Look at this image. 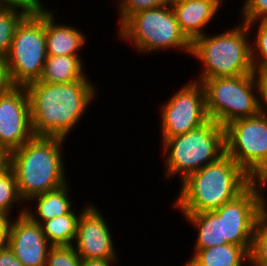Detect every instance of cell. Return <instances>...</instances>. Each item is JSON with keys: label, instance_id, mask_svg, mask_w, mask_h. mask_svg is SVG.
Returning <instances> with one entry per match:
<instances>
[{"label": "cell", "instance_id": "7c38bea8", "mask_svg": "<svg viewBox=\"0 0 267 266\" xmlns=\"http://www.w3.org/2000/svg\"><path fill=\"white\" fill-rule=\"evenodd\" d=\"M34 136L27 90L12 86L0 94V145L11 153Z\"/></svg>", "mask_w": 267, "mask_h": 266}, {"label": "cell", "instance_id": "836d02e7", "mask_svg": "<svg viewBox=\"0 0 267 266\" xmlns=\"http://www.w3.org/2000/svg\"><path fill=\"white\" fill-rule=\"evenodd\" d=\"M10 152H8L2 145H0V172L9 167Z\"/></svg>", "mask_w": 267, "mask_h": 266}, {"label": "cell", "instance_id": "d4e9b609", "mask_svg": "<svg viewBox=\"0 0 267 266\" xmlns=\"http://www.w3.org/2000/svg\"><path fill=\"white\" fill-rule=\"evenodd\" d=\"M255 23L258 26L256 38L251 43L254 72L267 71V20L246 23L249 32Z\"/></svg>", "mask_w": 267, "mask_h": 266}, {"label": "cell", "instance_id": "ba28073f", "mask_svg": "<svg viewBox=\"0 0 267 266\" xmlns=\"http://www.w3.org/2000/svg\"><path fill=\"white\" fill-rule=\"evenodd\" d=\"M201 84L209 119L223 127L231 121L260 113L255 73L205 79Z\"/></svg>", "mask_w": 267, "mask_h": 266}, {"label": "cell", "instance_id": "603a6c76", "mask_svg": "<svg viewBox=\"0 0 267 266\" xmlns=\"http://www.w3.org/2000/svg\"><path fill=\"white\" fill-rule=\"evenodd\" d=\"M249 254V266H267V205L257 218Z\"/></svg>", "mask_w": 267, "mask_h": 266}, {"label": "cell", "instance_id": "5bb4252c", "mask_svg": "<svg viewBox=\"0 0 267 266\" xmlns=\"http://www.w3.org/2000/svg\"><path fill=\"white\" fill-rule=\"evenodd\" d=\"M24 207L15 220L10 219L7 246L24 266H45L52 245L45 238L42 226L25 214Z\"/></svg>", "mask_w": 267, "mask_h": 266}, {"label": "cell", "instance_id": "52a82bcc", "mask_svg": "<svg viewBox=\"0 0 267 266\" xmlns=\"http://www.w3.org/2000/svg\"><path fill=\"white\" fill-rule=\"evenodd\" d=\"M46 58L45 7L40 2L16 27L5 57L12 85L38 81Z\"/></svg>", "mask_w": 267, "mask_h": 266}, {"label": "cell", "instance_id": "8fae6325", "mask_svg": "<svg viewBox=\"0 0 267 266\" xmlns=\"http://www.w3.org/2000/svg\"><path fill=\"white\" fill-rule=\"evenodd\" d=\"M160 111L162 138L185 134L210 120L204 88L196 80L188 82L171 99H167Z\"/></svg>", "mask_w": 267, "mask_h": 266}, {"label": "cell", "instance_id": "6da1fadb", "mask_svg": "<svg viewBox=\"0 0 267 266\" xmlns=\"http://www.w3.org/2000/svg\"><path fill=\"white\" fill-rule=\"evenodd\" d=\"M25 88L34 135L64 139L69 137L68 133L86 113L97 93V87L88 78L69 83H43L38 80Z\"/></svg>", "mask_w": 267, "mask_h": 266}, {"label": "cell", "instance_id": "83f0119b", "mask_svg": "<svg viewBox=\"0 0 267 266\" xmlns=\"http://www.w3.org/2000/svg\"><path fill=\"white\" fill-rule=\"evenodd\" d=\"M241 21L256 22L258 19L267 20V0H244L241 6Z\"/></svg>", "mask_w": 267, "mask_h": 266}, {"label": "cell", "instance_id": "9a60e30c", "mask_svg": "<svg viewBox=\"0 0 267 266\" xmlns=\"http://www.w3.org/2000/svg\"><path fill=\"white\" fill-rule=\"evenodd\" d=\"M223 0H177L171 3L181 31L192 42L205 35L204 28L216 16Z\"/></svg>", "mask_w": 267, "mask_h": 266}, {"label": "cell", "instance_id": "44dd1931", "mask_svg": "<svg viewBox=\"0 0 267 266\" xmlns=\"http://www.w3.org/2000/svg\"><path fill=\"white\" fill-rule=\"evenodd\" d=\"M88 206L83 207L78 214H75L76 212L71 210L68 214L44 221L41 226L48 242L52 246H73L76 238L78 219Z\"/></svg>", "mask_w": 267, "mask_h": 266}, {"label": "cell", "instance_id": "3957f363", "mask_svg": "<svg viewBox=\"0 0 267 266\" xmlns=\"http://www.w3.org/2000/svg\"><path fill=\"white\" fill-rule=\"evenodd\" d=\"M60 137L34 136L10 153L9 166L16 177L17 191L23 201L66 184L63 144Z\"/></svg>", "mask_w": 267, "mask_h": 266}, {"label": "cell", "instance_id": "484cf974", "mask_svg": "<svg viewBox=\"0 0 267 266\" xmlns=\"http://www.w3.org/2000/svg\"><path fill=\"white\" fill-rule=\"evenodd\" d=\"M81 258L73 246H52L45 266H80Z\"/></svg>", "mask_w": 267, "mask_h": 266}, {"label": "cell", "instance_id": "e0dca14e", "mask_svg": "<svg viewBox=\"0 0 267 266\" xmlns=\"http://www.w3.org/2000/svg\"><path fill=\"white\" fill-rule=\"evenodd\" d=\"M69 183L51 190L46 193L38 194L30 198L28 201H36L35 211L33 213L32 207L29 209L25 207V214L34 222L42 224L46 220H51L54 217L68 214L73 207L70 198ZM37 213V214H35Z\"/></svg>", "mask_w": 267, "mask_h": 266}, {"label": "cell", "instance_id": "d590c367", "mask_svg": "<svg viewBox=\"0 0 267 266\" xmlns=\"http://www.w3.org/2000/svg\"><path fill=\"white\" fill-rule=\"evenodd\" d=\"M169 4H171L172 2L174 1H177V0H167Z\"/></svg>", "mask_w": 267, "mask_h": 266}, {"label": "cell", "instance_id": "7a4b0ae2", "mask_svg": "<svg viewBox=\"0 0 267 266\" xmlns=\"http://www.w3.org/2000/svg\"><path fill=\"white\" fill-rule=\"evenodd\" d=\"M253 181L234 159L225 154L180 182L181 188L172 207L181 213L215 211L236 198Z\"/></svg>", "mask_w": 267, "mask_h": 266}, {"label": "cell", "instance_id": "8992f818", "mask_svg": "<svg viewBox=\"0 0 267 266\" xmlns=\"http://www.w3.org/2000/svg\"><path fill=\"white\" fill-rule=\"evenodd\" d=\"M118 31V37L130 41L139 54L173 48L183 50V54L191 53L192 42L181 31L169 3L132 14Z\"/></svg>", "mask_w": 267, "mask_h": 266}, {"label": "cell", "instance_id": "d6986e66", "mask_svg": "<svg viewBox=\"0 0 267 266\" xmlns=\"http://www.w3.org/2000/svg\"><path fill=\"white\" fill-rule=\"evenodd\" d=\"M246 262V263H245ZM250 254L242 246L221 244L210 248L194 250L186 266H245Z\"/></svg>", "mask_w": 267, "mask_h": 266}, {"label": "cell", "instance_id": "d6a6232c", "mask_svg": "<svg viewBox=\"0 0 267 266\" xmlns=\"http://www.w3.org/2000/svg\"><path fill=\"white\" fill-rule=\"evenodd\" d=\"M117 259H81L80 266H116Z\"/></svg>", "mask_w": 267, "mask_h": 266}, {"label": "cell", "instance_id": "ac0fdd59", "mask_svg": "<svg viewBox=\"0 0 267 266\" xmlns=\"http://www.w3.org/2000/svg\"><path fill=\"white\" fill-rule=\"evenodd\" d=\"M182 214L198 232L193 250L227 244L223 217H219L214 211Z\"/></svg>", "mask_w": 267, "mask_h": 266}, {"label": "cell", "instance_id": "30bf717a", "mask_svg": "<svg viewBox=\"0 0 267 266\" xmlns=\"http://www.w3.org/2000/svg\"><path fill=\"white\" fill-rule=\"evenodd\" d=\"M266 186L267 181L254 180L236 198L214 211L224 218L227 244L242 246L250 253L257 218L267 204L262 192Z\"/></svg>", "mask_w": 267, "mask_h": 266}, {"label": "cell", "instance_id": "5b68a950", "mask_svg": "<svg viewBox=\"0 0 267 266\" xmlns=\"http://www.w3.org/2000/svg\"><path fill=\"white\" fill-rule=\"evenodd\" d=\"M161 140L166 154L165 176L170 179L179 174L181 182L225 155L224 127L213 120L185 134Z\"/></svg>", "mask_w": 267, "mask_h": 266}, {"label": "cell", "instance_id": "4dcf8cb0", "mask_svg": "<svg viewBox=\"0 0 267 266\" xmlns=\"http://www.w3.org/2000/svg\"><path fill=\"white\" fill-rule=\"evenodd\" d=\"M0 266H24L14 255L12 250L6 245L0 248Z\"/></svg>", "mask_w": 267, "mask_h": 266}, {"label": "cell", "instance_id": "cb8c5ba5", "mask_svg": "<svg viewBox=\"0 0 267 266\" xmlns=\"http://www.w3.org/2000/svg\"><path fill=\"white\" fill-rule=\"evenodd\" d=\"M23 202L17 191L14 171L9 166L0 172V213L11 218L10 214L15 205L14 203L22 204Z\"/></svg>", "mask_w": 267, "mask_h": 266}, {"label": "cell", "instance_id": "1f68e13d", "mask_svg": "<svg viewBox=\"0 0 267 266\" xmlns=\"http://www.w3.org/2000/svg\"><path fill=\"white\" fill-rule=\"evenodd\" d=\"M10 218L0 213V248L7 245V234Z\"/></svg>", "mask_w": 267, "mask_h": 266}, {"label": "cell", "instance_id": "f546056e", "mask_svg": "<svg viewBox=\"0 0 267 266\" xmlns=\"http://www.w3.org/2000/svg\"><path fill=\"white\" fill-rule=\"evenodd\" d=\"M12 86L7 68V61L5 57L0 56V94L8 91Z\"/></svg>", "mask_w": 267, "mask_h": 266}, {"label": "cell", "instance_id": "4316f807", "mask_svg": "<svg viewBox=\"0 0 267 266\" xmlns=\"http://www.w3.org/2000/svg\"><path fill=\"white\" fill-rule=\"evenodd\" d=\"M120 15L119 27L132 15L142 10L152 9L168 3L167 0H117Z\"/></svg>", "mask_w": 267, "mask_h": 266}, {"label": "cell", "instance_id": "e575fe53", "mask_svg": "<svg viewBox=\"0 0 267 266\" xmlns=\"http://www.w3.org/2000/svg\"><path fill=\"white\" fill-rule=\"evenodd\" d=\"M41 0H0V5H38Z\"/></svg>", "mask_w": 267, "mask_h": 266}, {"label": "cell", "instance_id": "277c9868", "mask_svg": "<svg viewBox=\"0 0 267 266\" xmlns=\"http://www.w3.org/2000/svg\"><path fill=\"white\" fill-rule=\"evenodd\" d=\"M248 35L247 25L242 22L221 34L206 33L194 39L190 55L203 66L196 81L255 73Z\"/></svg>", "mask_w": 267, "mask_h": 266}, {"label": "cell", "instance_id": "4fadbf2b", "mask_svg": "<svg viewBox=\"0 0 267 266\" xmlns=\"http://www.w3.org/2000/svg\"><path fill=\"white\" fill-rule=\"evenodd\" d=\"M103 216L93 203L81 213L73 244L81 259H118L113 236Z\"/></svg>", "mask_w": 267, "mask_h": 266}, {"label": "cell", "instance_id": "2e32d148", "mask_svg": "<svg viewBox=\"0 0 267 266\" xmlns=\"http://www.w3.org/2000/svg\"><path fill=\"white\" fill-rule=\"evenodd\" d=\"M53 10L45 8V35L47 55H79L87 36L80 29L56 23Z\"/></svg>", "mask_w": 267, "mask_h": 266}, {"label": "cell", "instance_id": "f1b7e54d", "mask_svg": "<svg viewBox=\"0 0 267 266\" xmlns=\"http://www.w3.org/2000/svg\"><path fill=\"white\" fill-rule=\"evenodd\" d=\"M259 89L260 113L267 115V71L255 72Z\"/></svg>", "mask_w": 267, "mask_h": 266}, {"label": "cell", "instance_id": "ffe728a7", "mask_svg": "<svg viewBox=\"0 0 267 266\" xmlns=\"http://www.w3.org/2000/svg\"><path fill=\"white\" fill-rule=\"evenodd\" d=\"M84 60L80 55H47L39 81L43 83H69L86 79Z\"/></svg>", "mask_w": 267, "mask_h": 266}, {"label": "cell", "instance_id": "9c48e42d", "mask_svg": "<svg viewBox=\"0 0 267 266\" xmlns=\"http://www.w3.org/2000/svg\"><path fill=\"white\" fill-rule=\"evenodd\" d=\"M224 130L225 154L254 180L267 181V115L231 121Z\"/></svg>", "mask_w": 267, "mask_h": 266}, {"label": "cell", "instance_id": "7402d4cb", "mask_svg": "<svg viewBox=\"0 0 267 266\" xmlns=\"http://www.w3.org/2000/svg\"><path fill=\"white\" fill-rule=\"evenodd\" d=\"M36 6L0 5V56H7L16 27Z\"/></svg>", "mask_w": 267, "mask_h": 266}]
</instances>
